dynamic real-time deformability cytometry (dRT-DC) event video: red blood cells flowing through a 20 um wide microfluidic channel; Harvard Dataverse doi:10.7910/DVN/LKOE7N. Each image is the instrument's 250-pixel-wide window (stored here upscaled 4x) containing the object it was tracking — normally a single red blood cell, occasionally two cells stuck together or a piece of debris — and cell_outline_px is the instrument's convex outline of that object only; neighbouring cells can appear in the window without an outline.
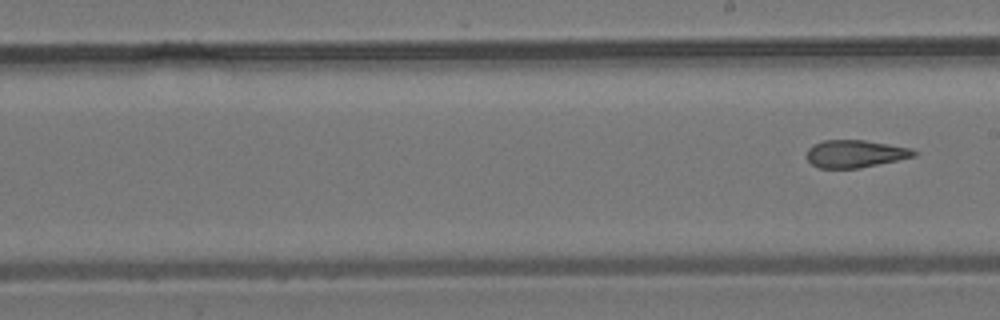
{"species": "common noctule bat (a hibernating species)", "species_latin": "Nyctalus noctula", "temperature_condition": "room temperature", "stored_images_in_passage": 9, "segment_of_instrument_passage": [2, 2], "camera_frame_rate_fps": 3000, "um_per_image_px": 0.085, "animal": {"sex": "male", "body_mass_g": 19.2, "forearm_length_mm": 51.8}, "frame": {"image": 1, "passage_image": 9, "time_ms": 11.0, "image_size_px": [1000, 320], "cell_outline_px": [[920, 152], [916, 156], [860, 168], [820, 168], [812, 164], [808, 160], [808, 148], [812, 144], [824, 140], [864, 140], [912, 148]], "centroid_in_image_um": [72.73, 13.06], "position_along_channel_um": 216.3, "area_um2": 17.22}}